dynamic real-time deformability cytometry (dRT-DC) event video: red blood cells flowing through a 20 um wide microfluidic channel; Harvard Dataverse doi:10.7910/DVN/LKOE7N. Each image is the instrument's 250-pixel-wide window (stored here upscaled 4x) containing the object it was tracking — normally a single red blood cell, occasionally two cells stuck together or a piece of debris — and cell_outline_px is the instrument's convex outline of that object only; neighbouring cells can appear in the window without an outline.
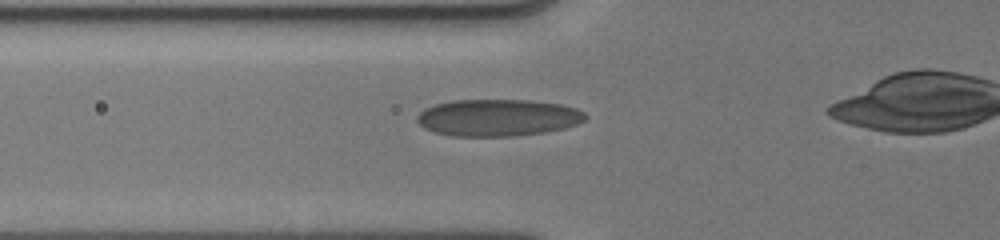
{"species": "human", "species_latin": "Homo sapiens", "temperature_condition": "cold", "stored_images_in_passage": 44, "camera_frame_rate_fps": 3000, "um_per_image_px": 0.085, "donor": {"sex": "male"}, "frame": {"image": 1, "passage_image": 4, "time_ms": 0.333, "image_size_px": [1000, 240], "cell_outline_px": [[588, 116], [584, 120], [576, 124], [564, 128], [544, 132], [512, 136], [452, 136], [432, 132], [424, 128], [416, 120], [416, 116], [424, 108], [436, 104], [452, 100], [528, 100], [560, 104], [576, 108], [584, 112]], "centroid_in_image_um": [42.29, 10.0], "position_along_channel_um": 83.5, "area_um2": 36.3}}
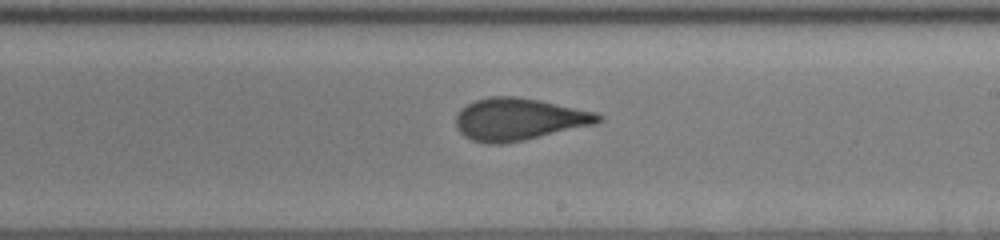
{"frame": {"image": 2, "passage_image": 23, "time_ms": 4.333, "image_size_px": [1000, 240], "cell_outline_px": [[604, 120], [596, 124], [524, 140], [500, 144], [488, 144], [472, 140], [464, 136], [456, 128], [456, 116], [460, 108], [476, 100], [492, 96], [512, 96], [540, 100], [596, 112], [604, 116]], "centroid_in_image_um": [44.12, 10.14], "position_along_channel_um": 244.9, "area_um2": 35.08}}
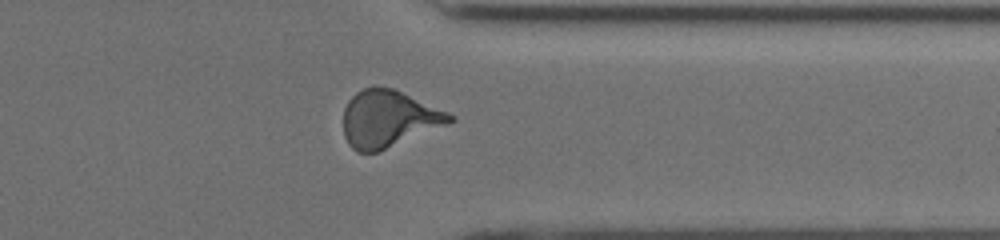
{"frame": {"image": 3, "passage_image": 37, "time_ms": 7.667, "image_size_px": [1000, 240], "cell_outline_px": [[456, 120], [448, 124], [380, 152], [356, 152], [348, 144], [344, 136], [344, 108], [348, 100], [356, 92], [372, 84], [392, 88], [448, 112], [456, 116]], "centroid_in_image_um": [33.02, 10.1], "position_along_channel_um": 378.4, "area_um2": 35.6}, "authors_computed_cell_mechanics": {"area_um2": 34.7956, "velocity_mm_per_s": 4.0381, "shape_relaxation_time_tau1_ms": 7.5519, "shape_relaxation_time_tau2_ms": 0.7932, "deformation_change_tau1": 0.2103, "deformation_change_tau2": 0.0751}}